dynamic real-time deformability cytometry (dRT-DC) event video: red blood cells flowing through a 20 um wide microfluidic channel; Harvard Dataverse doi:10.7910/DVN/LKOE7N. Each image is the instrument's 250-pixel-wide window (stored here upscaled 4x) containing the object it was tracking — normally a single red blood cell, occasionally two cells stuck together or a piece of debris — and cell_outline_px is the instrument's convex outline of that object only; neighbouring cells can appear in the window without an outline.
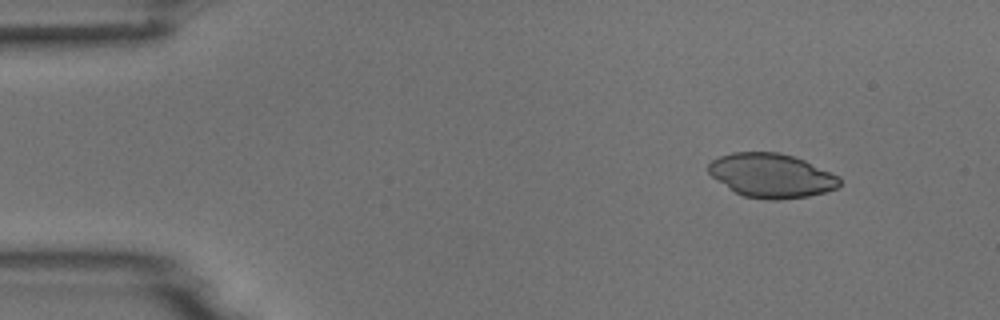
{"species": "common noctule bat (a hibernating species)", "species_latin": "Nyctalus noctula", "temperature_condition": "room temperature", "stored_images_in_passage": 6, "camera_frame_rate_fps": 3000, "um_per_image_px": 0.085, "animal": {"sex": "male", "body_mass_g": 18.8}, "frame": {"image": 1, "passage_image": 2, "time_ms": 1.333, "image_size_px": [1000, 320], "cell_outline_px": [[840, 184], [836, 188], [824, 192], [808, 196], [776, 200], [768, 200], [744, 196], [728, 188], [712, 176], [708, 172], [708, 164], [712, 160], [720, 156], [732, 152], [780, 152], [804, 160], [840, 176]], "centroid_in_image_um": [65.56, 14.91], "position_along_channel_um": 19.4, "area_um2": 33.58}}